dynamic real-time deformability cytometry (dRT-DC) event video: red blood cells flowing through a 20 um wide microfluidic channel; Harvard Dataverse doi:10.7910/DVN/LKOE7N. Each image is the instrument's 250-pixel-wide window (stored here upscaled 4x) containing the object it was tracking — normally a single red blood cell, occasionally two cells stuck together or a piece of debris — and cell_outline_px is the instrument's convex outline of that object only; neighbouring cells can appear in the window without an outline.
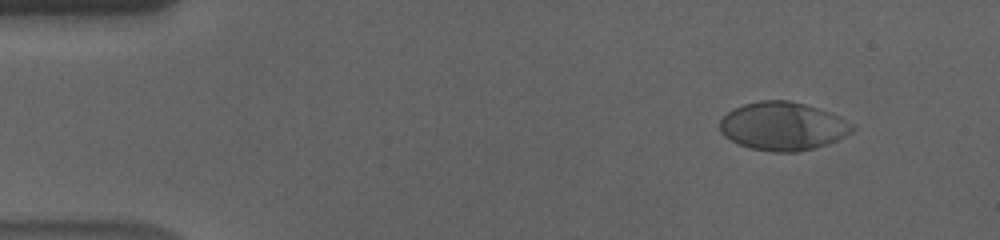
{"species": "human", "species_latin": "Homo sapiens", "temperature_condition": "cold", "stored_images_in_passage": 57, "camera_frame_rate_fps": 3000, "um_per_image_px": 0.085, "donor": {"sex": "male"}, "frame": {"image": 1, "passage_image": 6, "time_ms": 1.667, "image_size_px": [1000, 240], "cell_outline_px": [[856, 128], [852, 132], [836, 140], [800, 152], [772, 152], [748, 148], [724, 136], [720, 132], [720, 120], [728, 112], [744, 104], [760, 100], [788, 100], [804, 104], [828, 112], [852, 124]], "centroid_in_image_um": [66.51, 10.73], "position_along_channel_um": 18.5, "area_um2": 36.88}}
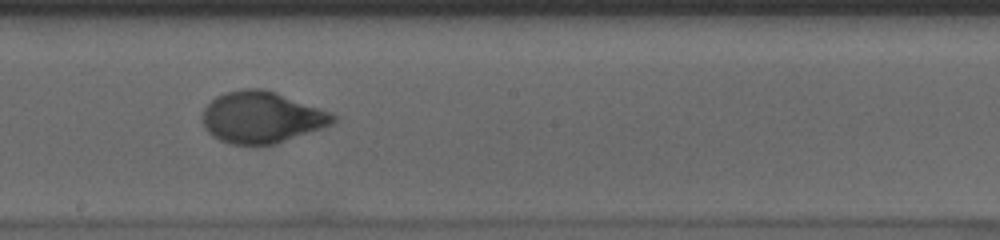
{"frame": {"image": 2, "passage_image": 32, "time_ms": 10.333, "image_size_px": [1000, 240], "cell_outline_px": [[340, 116], [332, 124], [324, 128], [276, 144], [256, 148], [232, 144], [220, 140], [212, 136], [204, 128], [200, 120], [200, 112], [216, 96], [224, 92], [244, 88], [260, 88], [276, 92]], "centroid_in_image_um": [22.2, 10.01], "position_along_channel_um": 226.0, "area_um2": 40.17}}
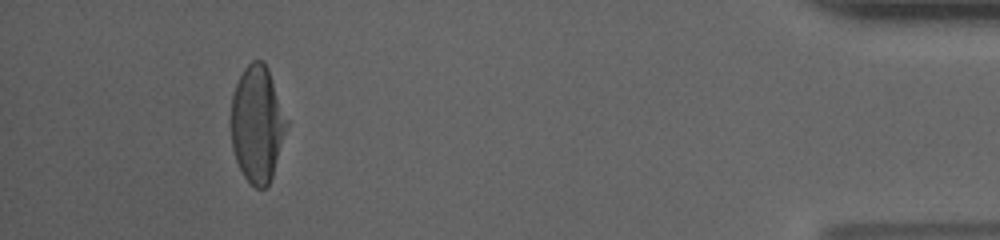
{"frame": {"image": 3, "passage_image": 53, "time_ms": 17.333, "image_size_px": [1000, 240], "cell_outline_px": [[288, 124], [272, 176], [268, 184], [264, 188], [256, 188], [244, 176], [236, 160], [232, 148], [232, 96], [236, 84], [244, 68], [252, 60], [264, 60], [268, 68], [288, 120]], "centroid_in_image_um": [21.87, 10.51], "position_along_channel_um": 413.3, "area_um2": 37.4}, "authors_computed_cell_mechanics": {"area_um2": 38.6104, "velocity_mm_per_s": 3.561, "shape_relaxation_time_tau1_ms": 5.2061, "shape_relaxation_time_tau2_ms": null, "deformation_change_tau1": 0.1902, "deformation_change_tau2": null}}